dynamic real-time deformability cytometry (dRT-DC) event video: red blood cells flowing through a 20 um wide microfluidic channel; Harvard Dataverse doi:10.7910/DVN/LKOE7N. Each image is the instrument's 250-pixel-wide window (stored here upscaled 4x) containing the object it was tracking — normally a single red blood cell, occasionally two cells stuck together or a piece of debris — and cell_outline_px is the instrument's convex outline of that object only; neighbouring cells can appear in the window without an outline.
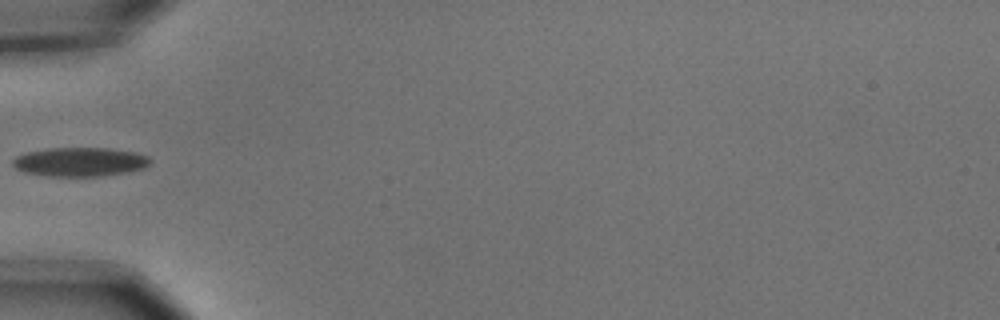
{"species": "common noctule bat (a hibernating species)", "species_latin": "Nyctalus noctula", "temperature_condition": "cold", "stored_images_in_passage": 6, "camera_frame_rate_fps": 3000, "um_per_image_px": 0.085, "animal": {"sex": "male", "body_mass_g": 15.6}, "frame": {"image": 1, "passage_image": 5, "time_ms": 1.333, "image_size_px": [1000, 320], "cell_outline_px": [[152, 160], [144, 168], [128, 172], [100, 176], [48, 176], [24, 172], [16, 168], [12, 164], [12, 160], [16, 156], [28, 152], [48, 148], [108, 148], [136, 152], [148, 156]], "centroid_in_image_um": [6.81, 13.76], "position_along_channel_um": 78.2, "area_um2": 23.24}}
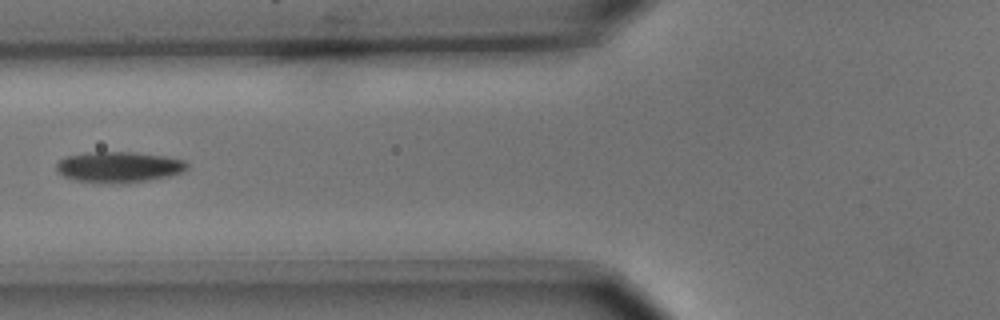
{"frame": {"image": 2, "passage_image": 6, "time_ms": 1.667, "image_size_px": [1000, 320], "cell_outline_px": [[188, 168], [180, 172], [168, 176], [148, 180], [124, 184], [120, 184], [76, 180], [64, 176], [56, 172], [56, 164], [64, 156], [88, 152], [132, 152], [164, 156], [184, 160], [188, 164]], "centroid_in_image_um": [10.07, 14.19], "position_along_channel_um": 115.7, "area_um2": 23.47}}